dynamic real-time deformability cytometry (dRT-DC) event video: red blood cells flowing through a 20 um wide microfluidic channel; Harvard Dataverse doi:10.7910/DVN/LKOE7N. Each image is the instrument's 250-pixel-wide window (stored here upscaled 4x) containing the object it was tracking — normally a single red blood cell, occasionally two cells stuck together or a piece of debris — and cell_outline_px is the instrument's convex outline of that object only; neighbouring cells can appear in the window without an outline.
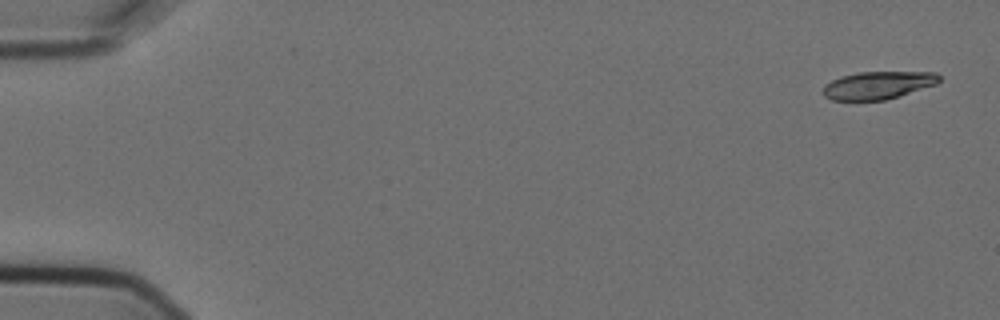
{"species": "Egyptian fruit bat (a non-hibernating species)", "species_latin": "Rousettus aegyptiacus", "temperature_condition": "cold", "stored_images_in_passage": 7, "camera_frame_rate_fps": 3000, "um_per_image_px": 0.085, "animal": {"sex": "female"}, "frame": {"image": 1, "passage_image": 1, "time_ms": 0.0, "image_size_px": [1000, 320], "cell_outline_px": [[940, 80], [936, 84], [900, 96], [884, 100], [832, 100], [824, 96], [820, 92], [824, 84], [840, 76], [860, 72], [936, 72], [940, 76]], "centroid_in_image_um": [74.59, 7.24], "position_along_channel_um": 10.4, "area_um2": 18.9}}
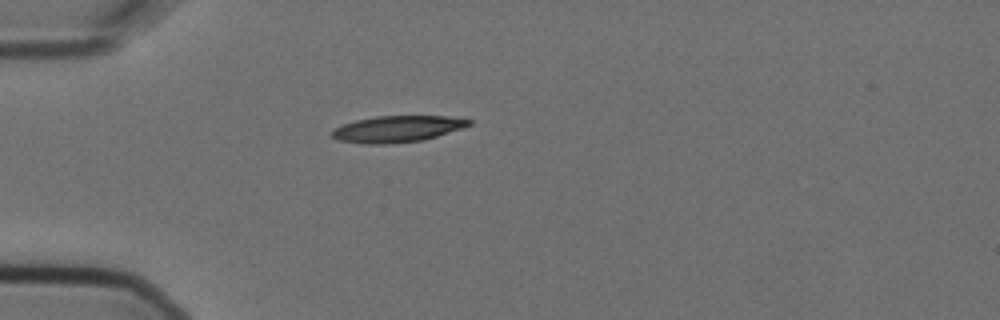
{"frame": {"image": 2, "passage_image": 5, "time_ms": 1.333, "image_size_px": [1000, 320], "cell_outline_px": [[472, 124], [464, 128], [424, 140], [392, 144], [364, 144], [340, 140], [332, 136], [332, 132], [336, 128], [344, 124], [356, 120], [376, 116], [448, 116], [472, 120]], "centroid_in_image_um": [33.83, 10.96], "position_along_channel_um": 51.2, "area_um2": 21.1}}